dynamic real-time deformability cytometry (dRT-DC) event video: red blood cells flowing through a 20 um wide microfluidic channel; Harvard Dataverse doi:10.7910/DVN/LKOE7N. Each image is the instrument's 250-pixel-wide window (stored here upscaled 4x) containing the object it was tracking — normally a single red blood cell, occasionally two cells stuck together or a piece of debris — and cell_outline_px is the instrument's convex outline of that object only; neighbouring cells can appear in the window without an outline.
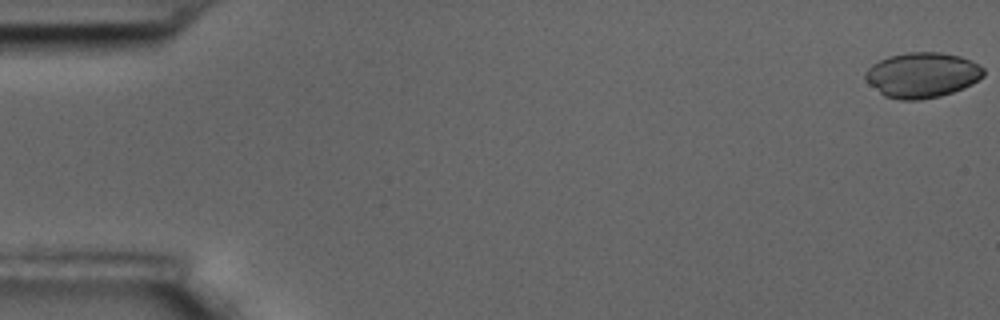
{"species": "common noctule bat (a hibernating species)", "species_latin": "Nyctalus noctula", "temperature_condition": "room temperature", "stored_images_in_passage": 5, "camera_frame_rate_fps": 3000, "um_per_image_px": 0.085, "animal": {"sex": "male", "body_mass_g": 17.5, "forearm_length_mm": 52.3}, "frame": {"image": 1, "passage_image": 1, "time_ms": 0.0, "image_size_px": [1000, 320], "cell_outline_px": [[984, 76], [972, 84], [964, 88], [940, 96], [920, 100], [900, 100], [884, 96], [868, 84], [864, 80], [864, 72], [872, 64], [888, 56], [908, 52], [940, 52], [960, 56], [984, 68]], "centroid_in_image_um": [78.34, 6.38], "position_along_channel_um": 6.7, "area_um2": 31.33}}
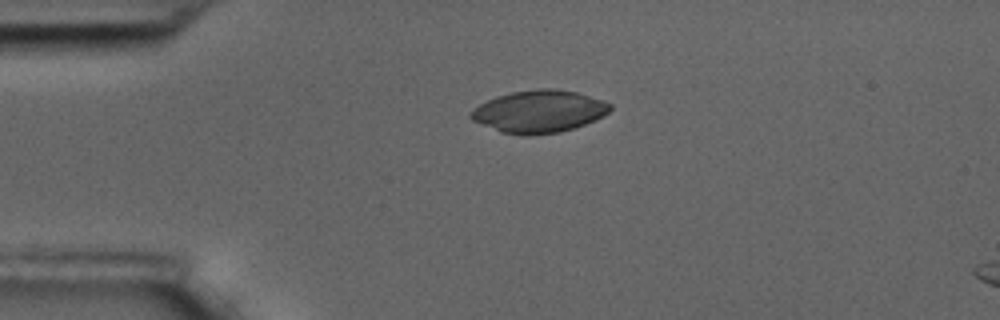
{"frame": {"image": 2, "passage_image": 4, "time_ms": 1.0, "image_size_px": [1000, 320], "cell_outline_px": [[612, 108], [604, 116], [584, 124], [560, 132], [528, 136], [524, 136], [500, 132], [472, 120], [468, 116], [468, 112], [472, 108], [496, 96], [512, 92], [540, 88], [552, 88], [576, 92], [612, 104]], "centroid_in_image_um": [45.77, 9.48], "position_along_channel_um": 39.2, "area_um2": 34.39}}